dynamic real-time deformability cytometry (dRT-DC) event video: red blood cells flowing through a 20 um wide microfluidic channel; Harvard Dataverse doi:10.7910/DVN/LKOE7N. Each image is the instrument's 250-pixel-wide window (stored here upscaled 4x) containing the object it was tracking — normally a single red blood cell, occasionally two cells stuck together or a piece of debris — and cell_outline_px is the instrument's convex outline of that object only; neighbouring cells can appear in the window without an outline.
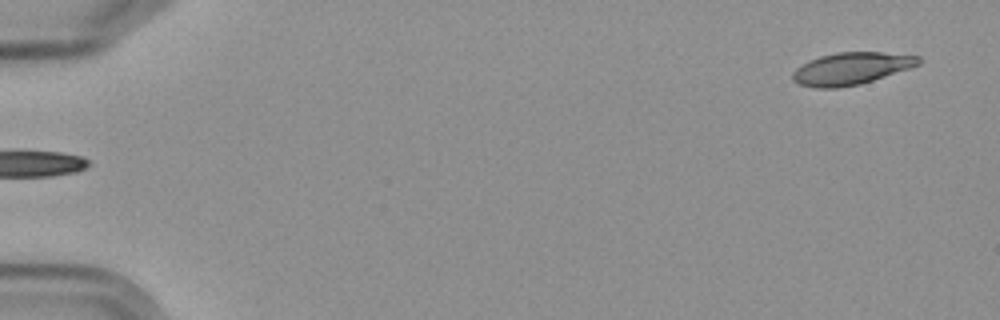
{"species": "Egyptian fruit bat (a non-hibernating species)", "species_latin": "Rousettus aegyptiacus", "temperature_condition": "cold", "stored_images_in_passage": 2, "segment_of_instrument_passage": [2, 2], "camera_frame_rate_fps": 3000, "um_per_image_px": 0.085, "frame": {"image": 1, "passage_image": 2, "time_ms": 2.0, "image_size_px": [1000, 320], "cell_outline_px": [[924, 60], [920, 64], [860, 84], [836, 88], [816, 88], [800, 84], [792, 80], [792, 72], [796, 68], [808, 60], [820, 56], [836, 52], [880, 52], [920, 56]], "centroid_in_image_um": [72.33, 5.82], "position_along_channel_um": 12.7, "area_um2": 23.52}}